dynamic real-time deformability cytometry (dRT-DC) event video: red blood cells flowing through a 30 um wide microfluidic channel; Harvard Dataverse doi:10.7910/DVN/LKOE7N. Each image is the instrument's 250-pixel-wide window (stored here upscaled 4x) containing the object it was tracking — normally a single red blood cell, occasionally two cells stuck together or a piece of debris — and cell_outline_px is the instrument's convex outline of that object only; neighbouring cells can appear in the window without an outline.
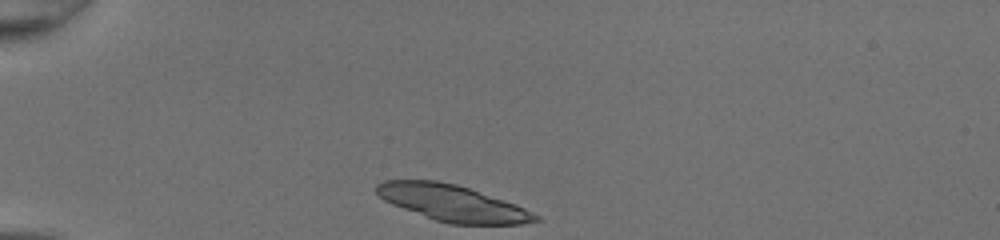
{"species": "common noctule bat (a hibernating species)", "species_latin": "Nyctalus noctula", "temperature_condition": "room temperature", "stored_images_in_passage": 31, "camera_frame_rate_fps": 3000, "um_per_image_px": 0.085, "animal": {"sex": "female", "body_mass_g": 20.0, "forearm_length_mm": 54.0}, "frame": {"image": 1, "passage_image": 1, "time_ms": 0.0, "image_size_px": [1000, 240], "cell_outline_px": [[544, 220], [520, 224], [448, 224], [436, 220], [392, 204], [384, 200], [376, 192], [376, 184], [384, 180], [436, 180], [456, 184], [516, 204], [540, 216]], "centroid_in_image_um": [38.48, 17.26], "position_along_channel_um": 46.5, "area_um2": 33.41}}